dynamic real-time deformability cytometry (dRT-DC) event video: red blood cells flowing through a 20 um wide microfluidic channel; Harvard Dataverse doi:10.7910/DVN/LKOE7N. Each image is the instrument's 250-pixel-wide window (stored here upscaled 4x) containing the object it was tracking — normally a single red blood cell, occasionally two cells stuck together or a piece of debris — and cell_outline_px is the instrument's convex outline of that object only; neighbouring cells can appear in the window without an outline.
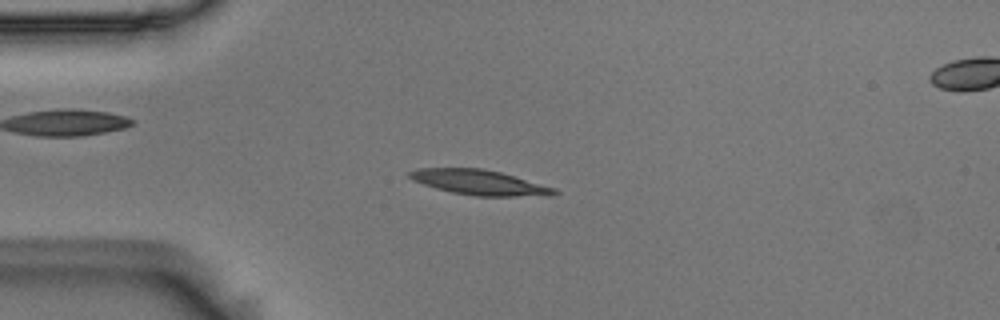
{"species": "Egyptian fruit bat (a non-hibernating species)", "species_latin": "Rousettus aegyptiacus", "temperature_condition": "room temperature", "stored_images_in_passage": 52, "camera_frame_rate_fps": 3000, "um_per_image_px": 0.085, "animal": {"sex": "male"}, "frame": {"image": 1, "passage_image": 11, "time_ms": 3.333, "image_size_px": [1000, 320], "cell_outline_px": [[560, 192], [552, 196], [476, 196], [452, 192], [436, 188], [412, 180], [408, 176], [408, 172], [420, 168], [480, 168], [500, 172], [556, 188]], "centroid_in_image_um": [40.79, 15.51], "position_along_channel_um": 44.2, "area_um2": 21.04}}
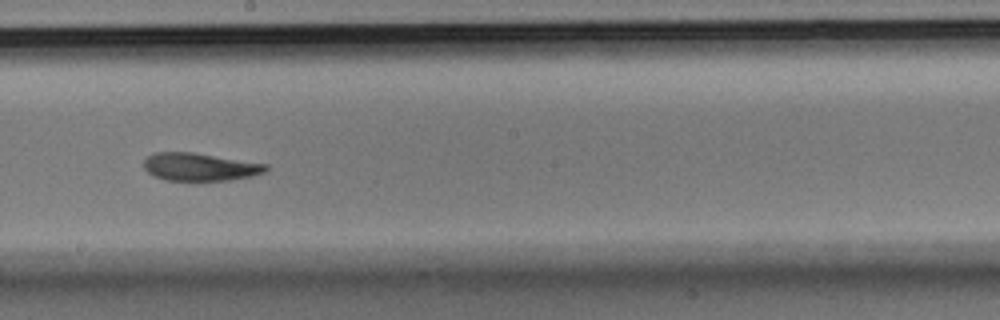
{"frame": {"image": 2, "passage_image": 28, "time_ms": 9.0, "image_size_px": [1000, 320], "cell_outline_px": [[268, 168], [264, 172], [252, 176], [228, 180], [168, 180], [156, 176], [148, 172], [144, 168], [144, 160], [152, 152], [192, 152], [268, 164]], "centroid_in_image_um": [16.99, 14.17], "position_along_channel_um": 231.2, "area_um2": 19.59}}
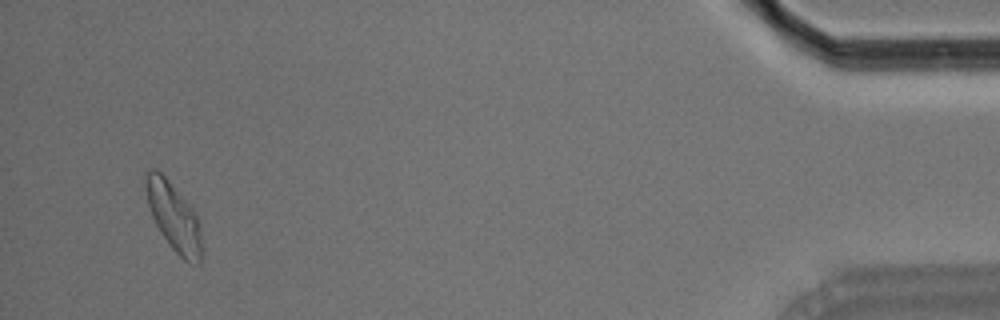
{"frame": {"image": 3, "passage_image": 50, "time_ms": 16.333, "image_size_px": [1000, 320], "cell_outline_px": [[204, 248], [200, 264], [196, 264], [184, 260], [172, 248], [160, 232], [152, 216], [148, 204], [144, 184], [144, 172], [148, 168], [156, 168], [168, 180], [192, 208], [200, 220]], "centroid_in_image_um": [14.79, 18.44], "position_along_channel_um": 420.4, "area_um2": 22.72}, "authors_computed_cell_mechanics": {"area_um2": 20.808, "velocity_mm_per_s": 3.6292, "shape_relaxation_time_tau1_ms": 5.5629, "shape_relaxation_time_tau2_ms": 3.8163, "deformation_change_tau1": 0.1735, "deformation_change_tau2": 0.1133}}